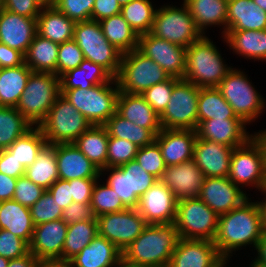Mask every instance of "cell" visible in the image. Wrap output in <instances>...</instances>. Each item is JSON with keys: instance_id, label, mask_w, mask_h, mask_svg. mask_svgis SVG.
<instances>
[{"instance_id": "1", "label": "cell", "mask_w": 266, "mask_h": 267, "mask_svg": "<svg viewBox=\"0 0 266 267\" xmlns=\"http://www.w3.org/2000/svg\"><path fill=\"white\" fill-rule=\"evenodd\" d=\"M264 233L262 211L257 202L248 199L240 206L228 213L219 215L218 230L214 245L220 256L228 261L233 251H238L242 246L252 245L257 247Z\"/></svg>"}, {"instance_id": "2", "label": "cell", "mask_w": 266, "mask_h": 267, "mask_svg": "<svg viewBox=\"0 0 266 267\" xmlns=\"http://www.w3.org/2000/svg\"><path fill=\"white\" fill-rule=\"evenodd\" d=\"M180 237L174 223L148 224L122 252L128 262L147 267H167Z\"/></svg>"}, {"instance_id": "3", "label": "cell", "mask_w": 266, "mask_h": 267, "mask_svg": "<svg viewBox=\"0 0 266 267\" xmlns=\"http://www.w3.org/2000/svg\"><path fill=\"white\" fill-rule=\"evenodd\" d=\"M223 61L215 44L203 35L187 47L183 79L199 88L217 87L232 69Z\"/></svg>"}, {"instance_id": "4", "label": "cell", "mask_w": 266, "mask_h": 267, "mask_svg": "<svg viewBox=\"0 0 266 267\" xmlns=\"http://www.w3.org/2000/svg\"><path fill=\"white\" fill-rule=\"evenodd\" d=\"M115 85L111 86V85ZM120 90L116 78L89 89L60 90V94L77 109L91 125H104L117 112Z\"/></svg>"}, {"instance_id": "5", "label": "cell", "mask_w": 266, "mask_h": 267, "mask_svg": "<svg viewBox=\"0 0 266 267\" xmlns=\"http://www.w3.org/2000/svg\"><path fill=\"white\" fill-rule=\"evenodd\" d=\"M59 95L60 77L32 71L16 109L32 126H39Z\"/></svg>"}, {"instance_id": "6", "label": "cell", "mask_w": 266, "mask_h": 267, "mask_svg": "<svg viewBox=\"0 0 266 267\" xmlns=\"http://www.w3.org/2000/svg\"><path fill=\"white\" fill-rule=\"evenodd\" d=\"M90 122L61 94L38 126L47 144L74 143L89 127Z\"/></svg>"}, {"instance_id": "7", "label": "cell", "mask_w": 266, "mask_h": 267, "mask_svg": "<svg viewBox=\"0 0 266 267\" xmlns=\"http://www.w3.org/2000/svg\"><path fill=\"white\" fill-rule=\"evenodd\" d=\"M73 40L86 60L101 65L114 78L118 76L123 53L105 38L98 21L76 22Z\"/></svg>"}, {"instance_id": "8", "label": "cell", "mask_w": 266, "mask_h": 267, "mask_svg": "<svg viewBox=\"0 0 266 267\" xmlns=\"http://www.w3.org/2000/svg\"><path fill=\"white\" fill-rule=\"evenodd\" d=\"M218 217L199 197L186 198L177 202L174 224L182 239L214 241Z\"/></svg>"}, {"instance_id": "9", "label": "cell", "mask_w": 266, "mask_h": 267, "mask_svg": "<svg viewBox=\"0 0 266 267\" xmlns=\"http://www.w3.org/2000/svg\"><path fill=\"white\" fill-rule=\"evenodd\" d=\"M169 78V74L160 65L135 49L123 54L116 80L121 92L142 94L146 89Z\"/></svg>"}, {"instance_id": "10", "label": "cell", "mask_w": 266, "mask_h": 267, "mask_svg": "<svg viewBox=\"0 0 266 267\" xmlns=\"http://www.w3.org/2000/svg\"><path fill=\"white\" fill-rule=\"evenodd\" d=\"M248 79L242 71L232 68L216 87L246 124L260 116L265 108V100Z\"/></svg>"}, {"instance_id": "11", "label": "cell", "mask_w": 266, "mask_h": 267, "mask_svg": "<svg viewBox=\"0 0 266 267\" xmlns=\"http://www.w3.org/2000/svg\"><path fill=\"white\" fill-rule=\"evenodd\" d=\"M161 6L157 9L150 34L182 47H189L203 34L195 25L187 6Z\"/></svg>"}, {"instance_id": "12", "label": "cell", "mask_w": 266, "mask_h": 267, "mask_svg": "<svg viewBox=\"0 0 266 267\" xmlns=\"http://www.w3.org/2000/svg\"><path fill=\"white\" fill-rule=\"evenodd\" d=\"M199 90L183 78L174 84L169 103L160 115L162 129L196 130Z\"/></svg>"}, {"instance_id": "13", "label": "cell", "mask_w": 266, "mask_h": 267, "mask_svg": "<svg viewBox=\"0 0 266 267\" xmlns=\"http://www.w3.org/2000/svg\"><path fill=\"white\" fill-rule=\"evenodd\" d=\"M104 171H110L106 183L127 208H137L139 198L158 180L147 173L135 159L119 167H105L100 171V175H103Z\"/></svg>"}, {"instance_id": "14", "label": "cell", "mask_w": 266, "mask_h": 267, "mask_svg": "<svg viewBox=\"0 0 266 267\" xmlns=\"http://www.w3.org/2000/svg\"><path fill=\"white\" fill-rule=\"evenodd\" d=\"M228 178L236 185L253 186L259 191L266 187V167L260 146L251 137L231 154ZM243 184V185H242Z\"/></svg>"}, {"instance_id": "15", "label": "cell", "mask_w": 266, "mask_h": 267, "mask_svg": "<svg viewBox=\"0 0 266 267\" xmlns=\"http://www.w3.org/2000/svg\"><path fill=\"white\" fill-rule=\"evenodd\" d=\"M98 235L108 239L122 252L148 225L136 208L96 217Z\"/></svg>"}, {"instance_id": "16", "label": "cell", "mask_w": 266, "mask_h": 267, "mask_svg": "<svg viewBox=\"0 0 266 267\" xmlns=\"http://www.w3.org/2000/svg\"><path fill=\"white\" fill-rule=\"evenodd\" d=\"M137 50L160 65L170 77L184 78L187 48L147 33L139 35Z\"/></svg>"}, {"instance_id": "17", "label": "cell", "mask_w": 266, "mask_h": 267, "mask_svg": "<svg viewBox=\"0 0 266 267\" xmlns=\"http://www.w3.org/2000/svg\"><path fill=\"white\" fill-rule=\"evenodd\" d=\"M177 198L173 192L157 180L140 198L137 211L148 224L174 223Z\"/></svg>"}, {"instance_id": "18", "label": "cell", "mask_w": 266, "mask_h": 267, "mask_svg": "<svg viewBox=\"0 0 266 267\" xmlns=\"http://www.w3.org/2000/svg\"><path fill=\"white\" fill-rule=\"evenodd\" d=\"M224 262L213 241L180 238L167 267H220Z\"/></svg>"}, {"instance_id": "19", "label": "cell", "mask_w": 266, "mask_h": 267, "mask_svg": "<svg viewBox=\"0 0 266 267\" xmlns=\"http://www.w3.org/2000/svg\"><path fill=\"white\" fill-rule=\"evenodd\" d=\"M240 188L228 177H206L199 198L217 215H222L249 199Z\"/></svg>"}, {"instance_id": "20", "label": "cell", "mask_w": 266, "mask_h": 267, "mask_svg": "<svg viewBox=\"0 0 266 267\" xmlns=\"http://www.w3.org/2000/svg\"><path fill=\"white\" fill-rule=\"evenodd\" d=\"M67 230L68 224L63 219L36 225L29 244L30 252L38 260H62Z\"/></svg>"}, {"instance_id": "21", "label": "cell", "mask_w": 266, "mask_h": 267, "mask_svg": "<svg viewBox=\"0 0 266 267\" xmlns=\"http://www.w3.org/2000/svg\"><path fill=\"white\" fill-rule=\"evenodd\" d=\"M205 176L194 160H188L178 165L167 166L160 181L166 185L177 198L199 197Z\"/></svg>"}, {"instance_id": "22", "label": "cell", "mask_w": 266, "mask_h": 267, "mask_svg": "<svg viewBox=\"0 0 266 267\" xmlns=\"http://www.w3.org/2000/svg\"><path fill=\"white\" fill-rule=\"evenodd\" d=\"M36 34V18L18 15L0 6V43L25 55Z\"/></svg>"}, {"instance_id": "23", "label": "cell", "mask_w": 266, "mask_h": 267, "mask_svg": "<svg viewBox=\"0 0 266 267\" xmlns=\"http://www.w3.org/2000/svg\"><path fill=\"white\" fill-rule=\"evenodd\" d=\"M234 148L207 139L196 138L193 160L206 177H228Z\"/></svg>"}, {"instance_id": "24", "label": "cell", "mask_w": 266, "mask_h": 267, "mask_svg": "<svg viewBox=\"0 0 266 267\" xmlns=\"http://www.w3.org/2000/svg\"><path fill=\"white\" fill-rule=\"evenodd\" d=\"M242 119H209L201 121L197 128V137L236 148L244 145L252 135L246 131Z\"/></svg>"}, {"instance_id": "25", "label": "cell", "mask_w": 266, "mask_h": 267, "mask_svg": "<svg viewBox=\"0 0 266 267\" xmlns=\"http://www.w3.org/2000/svg\"><path fill=\"white\" fill-rule=\"evenodd\" d=\"M196 130L161 129L155 136L167 166L178 165L193 159Z\"/></svg>"}, {"instance_id": "26", "label": "cell", "mask_w": 266, "mask_h": 267, "mask_svg": "<svg viewBox=\"0 0 266 267\" xmlns=\"http://www.w3.org/2000/svg\"><path fill=\"white\" fill-rule=\"evenodd\" d=\"M56 160L60 179L99 178L100 170L74 143L56 144Z\"/></svg>"}, {"instance_id": "27", "label": "cell", "mask_w": 266, "mask_h": 267, "mask_svg": "<svg viewBox=\"0 0 266 267\" xmlns=\"http://www.w3.org/2000/svg\"><path fill=\"white\" fill-rule=\"evenodd\" d=\"M117 113L124 119L149 129L155 136L161 131L160 116L145 101L141 94L119 93Z\"/></svg>"}, {"instance_id": "28", "label": "cell", "mask_w": 266, "mask_h": 267, "mask_svg": "<svg viewBox=\"0 0 266 267\" xmlns=\"http://www.w3.org/2000/svg\"><path fill=\"white\" fill-rule=\"evenodd\" d=\"M122 258V251L108 239L97 235L69 262L71 267H113Z\"/></svg>"}, {"instance_id": "29", "label": "cell", "mask_w": 266, "mask_h": 267, "mask_svg": "<svg viewBox=\"0 0 266 267\" xmlns=\"http://www.w3.org/2000/svg\"><path fill=\"white\" fill-rule=\"evenodd\" d=\"M266 12L253 0H228V30H265Z\"/></svg>"}, {"instance_id": "30", "label": "cell", "mask_w": 266, "mask_h": 267, "mask_svg": "<svg viewBox=\"0 0 266 267\" xmlns=\"http://www.w3.org/2000/svg\"><path fill=\"white\" fill-rule=\"evenodd\" d=\"M37 21V34L61 44L73 39L76 22L59 12L54 6L41 8Z\"/></svg>"}, {"instance_id": "31", "label": "cell", "mask_w": 266, "mask_h": 267, "mask_svg": "<svg viewBox=\"0 0 266 267\" xmlns=\"http://www.w3.org/2000/svg\"><path fill=\"white\" fill-rule=\"evenodd\" d=\"M34 228L29 207L14 200L1 201L0 229L12 232L30 244Z\"/></svg>"}, {"instance_id": "32", "label": "cell", "mask_w": 266, "mask_h": 267, "mask_svg": "<svg viewBox=\"0 0 266 267\" xmlns=\"http://www.w3.org/2000/svg\"><path fill=\"white\" fill-rule=\"evenodd\" d=\"M224 41L237 55L248 59L266 61V29L265 30H228ZM226 39V40H225Z\"/></svg>"}, {"instance_id": "33", "label": "cell", "mask_w": 266, "mask_h": 267, "mask_svg": "<svg viewBox=\"0 0 266 267\" xmlns=\"http://www.w3.org/2000/svg\"><path fill=\"white\" fill-rule=\"evenodd\" d=\"M113 79L114 77L101 65L85 59L79 67L70 69L60 76V90L89 89Z\"/></svg>"}, {"instance_id": "34", "label": "cell", "mask_w": 266, "mask_h": 267, "mask_svg": "<svg viewBox=\"0 0 266 267\" xmlns=\"http://www.w3.org/2000/svg\"><path fill=\"white\" fill-rule=\"evenodd\" d=\"M183 3L203 35L205 29L212 25H223V35L227 32L228 0H184Z\"/></svg>"}, {"instance_id": "35", "label": "cell", "mask_w": 266, "mask_h": 267, "mask_svg": "<svg viewBox=\"0 0 266 267\" xmlns=\"http://www.w3.org/2000/svg\"><path fill=\"white\" fill-rule=\"evenodd\" d=\"M58 49L59 44L36 34L24 55V63L33 72L53 73L57 76Z\"/></svg>"}, {"instance_id": "36", "label": "cell", "mask_w": 266, "mask_h": 267, "mask_svg": "<svg viewBox=\"0 0 266 267\" xmlns=\"http://www.w3.org/2000/svg\"><path fill=\"white\" fill-rule=\"evenodd\" d=\"M108 139L104 125H91L74 144L101 171L107 167Z\"/></svg>"}, {"instance_id": "37", "label": "cell", "mask_w": 266, "mask_h": 267, "mask_svg": "<svg viewBox=\"0 0 266 267\" xmlns=\"http://www.w3.org/2000/svg\"><path fill=\"white\" fill-rule=\"evenodd\" d=\"M32 70L23 63L0 71V106L15 107L26 87Z\"/></svg>"}, {"instance_id": "38", "label": "cell", "mask_w": 266, "mask_h": 267, "mask_svg": "<svg viewBox=\"0 0 266 267\" xmlns=\"http://www.w3.org/2000/svg\"><path fill=\"white\" fill-rule=\"evenodd\" d=\"M25 176L36 185L48 189L59 178L56 145L46 144L37 159L25 169Z\"/></svg>"}, {"instance_id": "39", "label": "cell", "mask_w": 266, "mask_h": 267, "mask_svg": "<svg viewBox=\"0 0 266 267\" xmlns=\"http://www.w3.org/2000/svg\"><path fill=\"white\" fill-rule=\"evenodd\" d=\"M105 38L120 52L127 53L138 47V34L120 14L99 21Z\"/></svg>"}, {"instance_id": "40", "label": "cell", "mask_w": 266, "mask_h": 267, "mask_svg": "<svg viewBox=\"0 0 266 267\" xmlns=\"http://www.w3.org/2000/svg\"><path fill=\"white\" fill-rule=\"evenodd\" d=\"M209 119H241L216 87L199 90L198 124Z\"/></svg>"}, {"instance_id": "41", "label": "cell", "mask_w": 266, "mask_h": 267, "mask_svg": "<svg viewBox=\"0 0 266 267\" xmlns=\"http://www.w3.org/2000/svg\"><path fill=\"white\" fill-rule=\"evenodd\" d=\"M98 235L97 221L88 220L68 225L62 260L70 261Z\"/></svg>"}, {"instance_id": "42", "label": "cell", "mask_w": 266, "mask_h": 267, "mask_svg": "<svg viewBox=\"0 0 266 267\" xmlns=\"http://www.w3.org/2000/svg\"><path fill=\"white\" fill-rule=\"evenodd\" d=\"M109 136L128 140L136 146L143 147L155 141V135L146 128H142L124 119L117 112L104 124Z\"/></svg>"}, {"instance_id": "43", "label": "cell", "mask_w": 266, "mask_h": 267, "mask_svg": "<svg viewBox=\"0 0 266 267\" xmlns=\"http://www.w3.org/2000/svg\"><path fill=\"white\" fill-rule=\"evenodd\" d=\"M32 127L15 107L0 106V150L7 149Z\"/></svg>"}, {"instance_id": "44", "label": "cell", "mask_w": 266, "mask_h": 267, "mask_svg": "<svg viewBox=\"0 0 266 267\" xmlns=\"http://www.w3.org/2000/svg\"><path fill=\"white\" fill-rule=\"evenodd\" d=\"M46 144L47 141L40 128L35 126L13 142L7 150L26 169L37 159L38 154Z\"/></svg>"}, {"instance_id": "45", "label": "cell", "mask_w": 266, "mask_h": 267, "mask_svg": "<svg viewBox=\"0 0 266 267\" xmlns=\"http://www.w3.org/2000/svg\"><path fill=\"white\" fill-rule=\"evenodd\" d=\"M156 11L150 0H132L120 13L139 36L150 33Z\"/></svg>"}, {"instance_id": "46", "label": "cell", "mask_w": 266, "mask_h": 267, "mask_svg": "<svg viewBox=\"0 0 266 267\" xmlns=\"http://www.w3.org/2000/svg\"><path fill=\"white\" fill-rule=\"evenodd\" d=\"M98 180L94 184L90 201L95 217L127 209L112 187L107 183L101 185Z\"/></svg>"}, {"instance_id": "47", "label": "cell", "mask_w": 266, "mask_h": 267, "mask_svg": "<svg viewBox=\"0 0 266 267\" xmlns=\"http://www.w3.org/2000/svg\"><path fill=\"white\" fill-rule=\"evenodd\" d=\"M135 160L143 169L152 174L158 180L163 176L167 168L159 145L154 141L152 144L138 148Z\"/></svg>"}, {"instance_id": "48", "label": "cell", "mask_w": 266, "mask_h": 267, "mask_svg": "<svg viewBox=\"0 0 266 267\" xmlns=\"http://www.w3.org/2000/svg\"><path fill=\"white\" fill-rule=\"evenodd\" d=\"M138 148V146L128 140L109 136L107 167H119L134 160Z\"/></svg>"}, {"instance_id": "49", "label": "cell", "mask_w": 266, "mask_h": 267, "mask_svg": "<svg viewBox=\"0 0 266 267\" xmlns=\"http://www.w3.org/2000/svg\"><path fill=\"white\" fill-rule=\"evenodd\" d=\"M34 225L62 219L63 209L48 190L29 208Z\"/></svg>"}, {"instance_id": "50", "label": "cell", "mask_w": 266, "mask_h": 267, "mask_svg": "<svg viewBox=\"0 0 266 267\" xmlns=\"http://www.w3.org/2000/svg\"><path fill=\"white\" fill-rule=\"evenodd\" d=\"M178 78L170 77L161 83L146 89L141 95L152 109L160 116L167 107L171 98L174 84Z\"/></svg>"}, {"instance_id": "51", "label": "cell", "mask_w": 266, "mask_h": 267, "mask_svg": "<svg viewBox=\"0 0 266 267\" xmlns=\"http://www.w3.org/2000/svg\"><path fill=\"white\" fill-rule=\"evenodd\" d=\"M84 60L82 50L73 39L59 44L57 76L60 77L68 70L79 67Z\"/></svg>"}, {"instance_id": "52", "label": "cell", "mask_w": 266, "mask_h": 267, "mask_svg": "<svg viewBox=\"0 0 266 267\" xmlns=\"http://www.w3.org/2000/svg\"><path fill=\"white\" fill-rule=\"evenodd\" d=\"M95 0H54L53 6L75 22L91 20Z\"/></svg>"}, {"instance_id": "53", "label": "cell", "mask_w": 266, "mask_h": 267, "mask_svg": "<svg viewBox=\"0 0 266 267\" xmlns=\"http://www.w3.org/2000/svg\"><path fill=\"white\" fill-rule=\"evenodd\" d=\"M45 191L46 189L36 185L24 175L17 178L12 200L30 208Z\"/></svg>"}, {"instance_id": "54", "label": "cell", "mask_w": 266, "mask_h": 267, "mask_svg": "<svg viewBox=\"0 0 266 267\" xmlns=\"http://www.w3.org/2000/svg\"><path fill=\"white\" fill-rule=\"evenodd\" d=\"M29 252V244L26 241L12 232L0 229V256L12 260Z\"/></svg>"}, {"instance_id": "55", "label": "cell", "mask_w": 266, "mask_h": 267, "mask_svg": "<svg viewBox=\"0 0 266 267\" xmlns=\"http://www.w3.org/2000/svg\"><path fill=\"white\" fill-rule=\"evenodd\" d=\"M62 219L68 224L96 220L90 204L72 202L62 211Z\"/></svg>"}, {"instance_id": "56", "label": "cell", "mask_w": 266, "mask_h": 267, "mask_svg": "<svg viewBox=\"0 0 266 267\" xmlns=\"http://www.w3.org/2000/svg\"><path fill=\"white\" fill-rule=\"evenodd\" d=\"M97 179L100 178H79L70 180L73 201L90 204L93 187Z\"/></svg>"}, {"instance_id": "57", "label": "cell", "mask_w": 266, "mask_h": 267, "mask_svg": "<svg viewBox=\"0 0 266 267\" xmlns=\"http://www.w3.org/2000/svg\"><path fill=\"white\" fill-rule=\"evenodd\" d=\"M1 7L15 14L37 18L41 6L35 0H2Z\"/></svg>"}, {"instance_id": "58", "label": "cell", "mask_w": 266, "mask_h": 267, "mask_svg": "<svg viewBox=\"0 0 266 267\" xmlns=\"http://www.w3.org/2000/svg\"><path fill=\"white\" fill-rule=\"evenodd\" d=\"M0 172L13 178L25 175L24 166L7 149L0 150Z\"/></svg>"}, {"instance_id": "59", "label": "cell", "mask_w": 266, "mask_h": 267, "mask_svg": "<svg viewBox=\"0 0 266 267\" xmlns=\"http://www.w3.org/2000/svg\"><path fill=\"white\" fill-rule=\"evenodd\" d=\"M121 7L117 0H95L91 20L99 22L105 18L120 14Z\"/></svg>"}, {"instance_id": "60", "label": "cell", "mask_w": 266, "mask_h": 267, "mask_svg": "<svg viewBox=\"0 0 266 267\" xmlns=\"http://www.w3.org/2000/svg\"><path fill=\"white\" fill-rule=\"evenodd\" d=\"M47 190L62 209L67 208L73 202L70 180L58 179Z\"/></svg>"}, {"instance_id": "61", "label": "cell", "mask_w": 266, "mask_h": 267, "mask_svg": "<svg viewBox=\"0 0 266 267\" xmlns=\"http://www.w3.org/2000/svg\"><path fill=\"white\" fill-rule=\"evenodd\" d=\"M24 63V55L16 50L8 47L6 44L0 43V68L17 67Z\"/></svg>"}, {"instance_id": "62", "label": "cell", "mask_w": 266, "mask_h": 267, "mask_svg": "<svg viewBox=\"0 0 266 267\" xmlns=\"http://www.w3.org/2000/svg\"><path fill=\"white\" fill-rule=\"evenodd\" d=\"M17 178L10 177L0 172V202L12 200Z\"/></svg>"}, {"instance_id": "63", "label": "cell", "mask_w": 266, "mask_h": 267, "mask_svg": "<svg viewBox=\"0 0 266 267\" xmlns=\"http://www.w3.org/2000/svg\"><path fill=\"white\" fill-rule=\"evenodd\" d=\"M258 256L255 257L253 263L251 262V266H264L266 267V232L263 233L262 237L260 238L258 245L256 247Z\"/></svg>"}, {"instance_id": "64", "label": "cell", "mask_w": 266, "mask_h": 267, "mask_svg": "<svg viewBox=\"0 0 266 267\" xmlns=\"http://www.w3.org/2000/svg\"><path fill=\"white\" fill-rule=\"evenodd\" d=\"M39 260L31 253L9 260L7 267H35Z\"/></svg>"}, {"instance_id": "65", "label": "cell", "mask_w": 266, "mask_h": 267, "mask_svg": "<svg viewBox=\"0 0 266 267\" xmlns=\"http://www.w3.org/2000/svg\"><path fill=\"white\" fill-rule=\"evenodd\" d=\"M252 138L256 141V143L260 146V149L263 154V159L266 167V130L259 131L256 134H251Z\"/></svg>"}, {"instance_id": "66", "label": "cell", "mask_w": 266, "mask_h": 267, "mask_svg": "<svg viewBox=\"0 0 266 267\" xmlns=\"http://www.w3.org/2000/svg\"><path fill=\"white\" fill-rule=\"evenodd\" d=\"M35 267H71V265L64 260H39Z\"/></svg>"}, {"instance_id": "67", "label": "cell", "mask_w": 266, "mask_h": 267, "mask_svg": "<svg viewBox=\"0 0 266 267\" xmlns=\"http://www.w3.org/2000/svg\"><path fill=\"white\" fill-rule=\"evenodd\" d=\"M261 193L265 194L264 200L258 202L262 211V221H263V230L266 232V191L263 190Z\"/></svg>"}, {"instance_id": "68", "label": "cell", "mask_w": 266, "mask_h": 267, "mask_svg": "<svg viewBox=\"0 0 266 267\" xmlns=\"http://www.w3.org/2000/svg\"><path fill=\"white\" fill-rule=\"evenodd\" d=\"M113 267H147L128 262L123 257Z\"/></svg>"}, {"instance_id": "69", "label": "cell", "mask_w": 266, "mask_h": 267, "mask_svg": "<svg viewBox=\"0 0 266 267\" xmlns=\"http://www.w3.org/2000/svg\"><path fill=\"white\" fill-rule=\"evenodd\" d=\"M42 8L51 7L54 4V0H35Z\"/></svg>"}, {"instance_id": "70", "label": "cell", "mask_w": 266, "mask_h": 267, "mask_svg": "<svg viewBox=\"0 0 266 267\" xmlns=\"http://www.w3.org/2000/svg\"><path fill=\"white\" fill-rule=\"evenodd\" d=\"M255 4L259 5L266 12V0H253Z\"/></svg>"}, {"instance_id": "71", "label": "cell", "mask_w": 266, "mask_h": 267, "mask_svg": "<svg viewBox=\"0 0 266 267\" xmlns=\"http://www.w3.org/2000/svg\"><path fill=\"white\" fill-rule=\"evenodd\" d=\"M9 259L0 256V267H7Z\"/></svg>"}, {"instance_id": "72", "label": "cell", "mask_w": 266, "mask_h": 267, "mask_svg": "<svg viewBox=\"0 0 266 267\" xmlns=\"http://www.w3.org/2000/svg\"><path fill=\"white\" fill-rule=\"evenodd\" d=\"M118 1V3L121 5V6H123V5H126V4H128L130 1H132V0H117Z\"/></svg>"}, {"instance_id": "73", "label": "cell", "mask_w": 266, "mask_h": 267, "mask_svg": "<svg viewBox=\"0 0 266 267\" xmlns=\"http://www.w3.org/2000/svg\"><path fill=\"white\" fill-rule=\"evenodd\" d=\"M225 264H227V261H225L220 267H226Z\"/></svg>"}]
</instances>
